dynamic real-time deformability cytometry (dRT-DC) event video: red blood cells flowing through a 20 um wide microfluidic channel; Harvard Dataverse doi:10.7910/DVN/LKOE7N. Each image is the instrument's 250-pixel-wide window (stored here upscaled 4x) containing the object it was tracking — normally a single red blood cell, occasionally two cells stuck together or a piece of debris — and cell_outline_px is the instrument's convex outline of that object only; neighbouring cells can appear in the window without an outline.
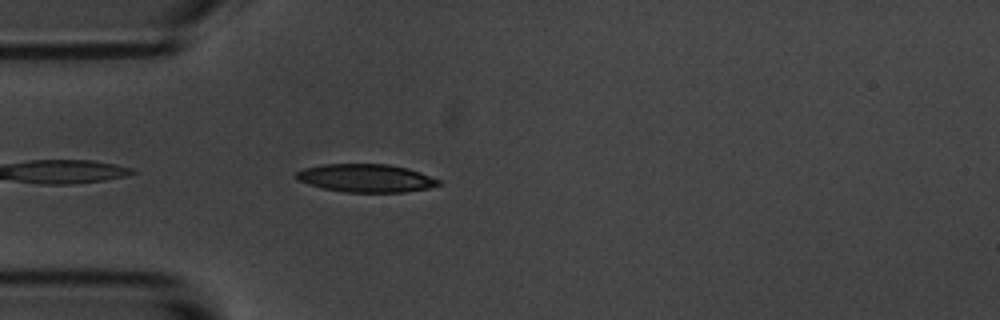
{"species": "common noctule bat (a hibernating species)", "species_latin": "Nyctalus noctula", "temperature_condition": "room temperature", "stored_images_in_passage": 6, "camera_frame_rate_fps": 3000, "um_per_image_px": 0.085, "animal": {"sex": "male", "body_mass_g": 20.1, "forearm_length_mm": 53.5}, "frame": {"image": 1, "passage_image": 6, "time_ms": 6.667, "image_size_px": [1000, 320], "cell_outline_px": [[440, 184], [428, 188], [404, 192], [344, 192], [324, 188], [308, 184], [296, 180], [296, 172], [304, 168], [320, 164], [388, 164], [408, 168], [420, 172], [440, 180]], "centroid_in_image_um": [31.08, 15.13], "position_along_channel_um": 53.9, "area_um2": 23.29}}